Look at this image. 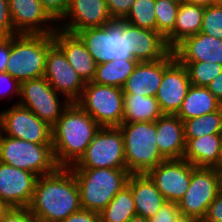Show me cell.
<instances>
[{
  "instance_id": "cell-30",
  "label": "cell",
  "mask_w": 222,
  "mask_h": 222,
  "mask_svg": "<svg viewBox=\"0 0 222 222\" xmlns=\"http://www.w3.org/2000/svg\"><path fill=\"white\" fill-rule=\"evenodd\" d=\"M137 216L131 189L125 186L99 213L100 222H127Z\"/></svg>"
},
{
  "instance_id": "cell-51",
  "label": "cell",
  "mask_w": 222,
  "mask_h": 222,
  "mask_svg": "<svg viewBox=\"0 0 222 222\" xmlns=\"http://www.w3.org/2000/svg\"><path fill=\"white\" fill-rule=\"evenodd\" d=\"M219 175L220 192H222V169H217Z\"/></svg>"
},
{
  "instance_id": "cell-40",
  "label": "cell",
  "mask_w": 222,
  "mask_h": 222,
  "mask_svg": "<svg viewBox=\"0 0 222 222\" xmlns=\"http://www.w3.org/2000/svg\"><path fill=\"white\" fill-rule=\"evenodd\" d=\"M0 222H39L28 208H8Z\"/></svg>"
},
{
  "instance_id": "cell-31",
  "label": "cell",
  "mask_w": 222,
  "mask_h": 222,
  "mask_svg": "<svg viewBox=\"0 0 222 222\" xmlns=\"http://www.w3.org/2000/svg\"><path fill=\"white\" fill-rule=\"evenodd\" d=\"M185 138L222 134V106L212 113L183 121Z\"/></svg>"
},
{
  "instance_id": "cell-42",
  "label": "cell",
  "mask_w": 222,
  "mask_h": 222,
  "mask_svg": "<svg viewBox=\"0 0 222 222\" xmlns=\"http://www.w3.org/2000/svg\"><path fill=\"white\" fill-rule=\"evenodd\" d=\"M202 221L222 222V192L211 202L207 214Z\"/></svg>"
},
{
  "instance_id": "cell-35",
  "label": "cell",
  "mask_w": 222,
  "mask_h": 222,
  "mask_svg": "<svg viewBox=\"0 0 222 222\" xmlns=\"http://www.w3.org/2000/svg\"><path fill=\"white\" fill-rule=\"evenodd\" d=\"M201 33L222 39V6L204 8Z\"/></svg>"
},
{
  "instance_id": "cell-53",
  "label": "cell",
  "mask_w": 222,
  "mask_h": 222,
  "mask_svg": "<svg viewBox=\"0 0 222 222\" xmlns=\"http://www.w3.org/2000/svg\"><path fill=\"white\" fill-rule=\"evenodd\" d=\"M215 6H222V0H214Z\"/></svg>"
},
{
  "instance_id": "cell-48",
  "label": "cell",
  "mask_w": 222,
  "mask_h": 222,
  "mask_svg": "<svg viewBox=\"0 0 222 222\" xmlns=\"http://www.w3.org/2000/svg\"><path fill=\"white\" fill-rule=\"evenodd\" d=\"M127 222H150L149 219L135 216L133 218H130Z\"/></svg>"
},
{
  "instance_id": "cell-23",
  "label": "cell",
  "mask_w": 222,
  "mask_h": 222,
  "mask_svg": "<svg viewBox=\"0 0 222 222\" xmlns=\"http://www.w3.org/2000/svg\"><path fill=\"white\" fill-rule=\"evenodd\" d=\"M156 143L161 156L182 159L185 151L183 120L177 115L163 114L156 120Z\"/></svg>"
},
{
  "instance_id": "cell-11",
  "label": "cell",
  "mask_w": 222,
  "mask_h": 222,
  "mask_svg": "<svg viewBox=\"0 0 222 222\" xmlns=\"http://www.w3.org/2000/svg\"><path fill=\"white\" fill-rule=\"evenodd\" d=\"M0 133L36 144H52V126L16 103L0 111Z\"/></svg>"
},
{
  "instance_id": "cell-3",
  "label": "cell",
  "mask_w": 222,
  "mask_h": 222,
  "mask_svg": "<svg viewBox=\"0 0 222 222\" xmlns=\"http://www.w3.org/2000/svg\"><path fill=\"white\" fill-rule=\"evenodd\" d=\"M69 168L77 181L81 209L98 213L127 186L130 176L126 168Z\"/></svg>"
},
{
  "instance_id": "cell-10",
  "label": "cell",
  "mask_w": 222,
  "mask_h": 222,
  "mask_svg": "<svg viewBox=\"0 0 222 222\" xmlns=\"http://www.w3.org/2000/svg\"><path fill=\"white\" fill-rule=\"evenodd\" d=\"M75 168H126L122 131L119 127H101L87 146Z\"/></svg>"
},
{
  "instance_id": "cell-2",
  "label": "cell",
  "mask_w": 222,
  "mask_h": 222,
  "mask_svg": "<svg viewBox=\"0 0 222 222\" xmlns=\"http://www.w3.org/2000/svg\"><path fill=\"white\" fill-rule=\"evenodd\" d=\"M101 126L76 102H71L52 126V146L59 167L75 165Z\"/></svg>"
},
{
  "instance_id": "cell-5",
  "label": "cell",
  "mask_w": 222,
  "mask_h": 222,
  "mask_svg": "<svg viewBox=\"0 0 222 222\" xmlns=\"http://www.w3.org/2000/svg\"><path fill=\"white\" fill-rule=\"evenodd\" d=\"M122 131L126 169L130 174H144L165 159L156 143V121L123 122Z\"/></svg>"
},
{
  "instance_id": "cell-52",
  "label": "cell",
  "mask_w": 222,
  "mask_h": 222,
  "mask_svg": "<svg viewBox=\"0 0 222 222\" xmlns=\"http://www.w3.org/2000/svg\"><path fill=\"white\" fill-rule=\"evenodd\" d=\"M169 1L179 4V5L186 2V0H169Z\"/></svg>"
},
{
  "instance_id": "cell-14",
  "label": "cell",
  "mask_w": 222,
  "mask_h": 222,
  "mask_svg": "<svg viewBox=\"0 0 222 222\" xmlns=\"http://www.w3.org/2000/svg\"><path fill=\"white\" fill-rule=\"evenodd\" d=\"M44 78L70 102H76L80 98L86 85L55 43L47 53Z\"/></svg>"
},
{
  "instance_id": "cell-44",
  "label": "cell",
  "mask_w": 222,
  "mask_h": 222,
  "mask_svg": "<svg viewBox=\"0 0 222 222\" xmlns=\"http://www.w3.org/2000/svg\"><path fill=\"white\" fill-rule=\"evenodd\" d=\"M9 53L10 37H2L0 39V73L6 71Z\"/></svg>"
},
{
  "instance_id": "cell-28",
  "label": "cell",
  "mask_w": 222,
  "mask_h": 222,
  "mask_svg": "<svg viewBox=\"0 0 222 222\" xmlns=\"http://www.w3.org/2000/svg\"><path fill=\"white\" fill-rule=\"evenodd\" d=\"M123 122L156 121L163 115L155 97L124 95Z\"/></svg>"
},
{
  "instance_id": "cell-38",
  "label": "cell",
  "mask_w": 222,
  "mask_h": 222,
  "mask_svg": "<svg viewBox=\"0 0 222 222\" xmlns=\"http://www.w3.org/2000/svg\"><path fill=\"white\" fill-rule=\"evenodd\" d=\"M113 20H123L130 11L135 0H105Z\"/></svg>"
},
{
  "instance_id": "cell-34",
  "label": "cell",
  "mask_w": 222,
  "mask_h": 222,
  "mask_svg": "<svg viewBox=\"0 0 222 222\" xmlns=\"http://www.w3.org/2000/svg\"><path fill=\"white\" fill-rule=\"evenodd\" d=\"M188 71L192 85L207 87L222 72V65L212 62H180Z\"/></svg>"
},
{
  "instance_id": "cell-21",
  "label": "cell",
  "mask_w": 222,
  "mask_h": 222,
  "mask_svg": "<svg viewBox=\"0 0 222 222\" xmlns=\"http://www.w3.org/2000/svg\"><path fill=\"white\" fill-rule=\"evenodd\" d=\"M179 62H212L222 65V39L199 32L185 38L174 49Z\"/></svg>"
},
{
  "instance_id": "cell-12",
  "label": "cell",
  "mask_w": 222,
  "mask_h": 222,
  "mask_svg": "<svg viewBox=\"0 0 222 222\" xmlns=\"http://www.w3.org/2000/svg\"><path fill=\"white\" fill-rule=\"evenodd\" d=\"M220 192L216 168L194 167L187 192L177 203L181 214L203 220L208 207Z\"/></svg>"
},
{
  "instance_id": "cell-9",
  "label": "cell",
  "mask_w": 222,
  "mask_h": 222,
  "mask_svg": "<svg viewBox=\"0 0 222 222\" xmlns=\"http://www.w3.org/2000/svg\"><path fill=\"white\" fill-rule=\"evenodd\" d=\"M63 97V102L60 100ZM19 101L15 102L32 111L41 120L53 126L71 103L59 94L44 78L21 83Z\"/></svg>"
},
{
  "instance_id": "cell-46",
  "label": "cell",
  "mask_w": 222,
  "mask_h": 222,
  "mask_svg": "<svg viewBox=\"0 0 222 222\" xmlns=\"http://www.w3.org/2000/svg\"><path fill=\"white\" fill-rule=\"evenodd\" d=\"M201 221L202 220L197 217L185 215L181 213H179L177 218L175 219V222H201Z\"/></svg>"
},
{
  "instance_id": "cell-50",
  "label": "cell",
  "mask_w": 222,
  "mask_h": 222,
  "mask_svg": "<svg viewBox=\"0 0 222 222\" xmlns=\"http://www.w3.org/2000/svg\"><path fill=\"white\" fill-rule=\"evenodd\" d=\"M216 169H222V143H221V151H220V157L218 165L215 167Z\"/></svg>"
},
{
  "instance_id": "cell-6",
  "label": "cell",
  "mask_w": 222,
  "mask_h": 222,
  "mask_svg": "<svg viewBox=\"0 0 222 222\" xmlns=\"http://www.w3.org/2000/svg\"><path fill=\"white\" fill-rule=\"evenodd\" d=\"M0 162L38 176L51 174L59 168L52 144H36L1 133Z\"/></svg>"
},
{
  "instance_id": "cell-41",
  "label": "cell",
  "mask_w": 222,
  "mask_h": 222,
  "mask_svg": "<svg viewBox=\"0 0 222 222\" xmlns=\"http://www.w3.org/2000/svg\"><path fill=\"white\" fill-rule=\"evenodd\" d=\"M5 85L7 86V88L8 87H10V88H8V89L5 88L6 87ZM3 86H5V87H3ZM20 89H21V83L18 80L13 78L7 72L0 73V99L1 98L3 99L4 97L5 98L8 97L9 94L11 96H13L15 94L17 97H19L20 96Z\"/></svg>"
},
{
  "instance_id": "cell-20",
  "label": "cell",
  "mask_w": 222,
  "mask_h": 222,
  "mask_svg": "<svg viewBox=\"0 0 222 222\" xmlns=\"http://www.w3.org/2000/svg\"><path fill=\"white\" fill-rule=\"evenodd\" d=\"M53 39L82 80L85 83L91 82L96 74L97 63L82 40L76 34L59 28L53 33Z\"/></svg>"
},
{
  "instance_id": "cell-25",
  "label": "cell",
  "mask_w": 222,
  "mask_h": 222,
  "mask_svg": "<svg viewBox=\"0 0 222 222\" xmlns=\"http://www.w3.org/2000/svg\"><path fill=\"white\" fill-rule=\"evenodd\" d=\"M185 159L195 167L215 168L218 165L222 134H207L198 138H185Z\"/></svg>"
},
{
  "instance_id": "cell-49",
  "label": "cell",
  "mask_w": 222,
  "mask_h": 222,
  "mask_svg": "<svg viewBox=\"0 0 222 222\" xmlns=\"http://www.w3.org/2000/svg\"><path fill=\"white\" fill-rule=\"evenodd\" d=\"M8 210V207L0 201V221L2 219L3 214Z\"/></svg>"
},
{
  "instance_id": "cell-13",
  "label": "cell",
  "mask_w": 222,
  "mask_h": 222,
  "mask_svg": "<svg viewBox=\"0 0 222 222\" xmlns=\"http://www.w3.org/2000/svg\"><path fill=\"white\" fill-rule=\"evenodd\" d=\"M194 167L185 159H167L146 174L166 201L177 204L188 190Z\"/></svg>"
},
{
  "instance_id": "cell-22",
  "label": "cell",
  "mask_w": 222,
  "mask_h": 222,
  "mask_svg": "<svg viewBox=\"0 0 222 222\" xmlns=\"http://www.w3.org/2000/svg\"><path fill=\"white\" fill-rule=\"evenodd\" d=\"M126 40L134 47L132 56L138 62H153L164 58L171 49L156 31L143 29L126 22Z\"/></svg>"
},
{
  "instance_id": "cell-39",
  "label": "cell",
  "mask_w": 222,
  "mask_h": 222,
  "mask_svg": "<svg viewBox=\"0 0 222 222\" xmlns=\"http://www.w3.org/2000/svg\"><path fill=\"white\" fill-rule=\"evenodd\" d=\"M180 213L178 209V204L173 202H165L159 210L154 214V216L149 219L150 222H175L178 214Z\"/></svg>"
},
{
  "instance_id": "cell-1",
  "label": "cell",
  "mask_w": 222,
  "mask_h": 222,
  "mask_svg": "<svg viewBox=\"0 0 222 222\" xmlns=\"http://www.w3.org/2000/svg\"><path fill=\"white\" fill-rule=\"evenodd\" d=\"M27 208L39 222H61L79 211V189L71 169L59 167L39 176Z\"/></svg>"
},
{
  "instance_id": "cell-26",
  "label": "cell",
  "mask_w": 222,
  "mask_h": 222,
  "mask_svg": "<svg viewBox=\"0 0 222 222\" xmlns=\"http://www.w3.org/2000/svg\"><path fill=\"white\" fill-rule=\"evenodd\" d=\"M204 7L184 2L179 5L174 31L165 39L173 50L185 38L201 31Z\"/></svg>"
},
{
  "instance_id": "cell-19",
  "label": "cell",
  "mask_w": 222,
  "mask_h": 222,
  "mask_svg": "<svg viewBox=\"0 0 222 222\" xmlns=\"http://www.w3.org/2000/svg\"><path fill=\"white\" fill-rule=\"evenodd\" d=\"M175 59L173 50L164 58L153 62H138L126 80L122 90L124 95L155 97L161 84L164 69Z\"/></svg>"
},
{
  "instance_id": "cell-17",
  "label": "cell",
  "mask_w": 222,
  "mask_h": 222,
  "mask_svg": "<svg viewBox=\"0 0 222 222\" xmlns=\"http://www.w3.org/2000/svg\"><path fill=\"white\" fill-rule=\"evenodd\" d=\"M8 1L13 28L18 34H53L58 29L39 0Z\"/></svg>"
},
{
  "instance_id": "cell-45",
  "label": "cell",
  "mask_w": 222,
  "mask_h": 222,
  "mask_svg": "<svg viewBox=\"0 0 222 222\" xmlns=\"http://www.w3.org/2000/svg\"><path fill=\"white\" fill-rule=\"evenodd\" d=\"M207 89L222 103V72L207 85Z\"/></svg>"
},
{
  "instance_id": "cell-37",
  "label": "cell",
  "mask_w": 222,
  "mask_h": 222,
  "mask_svg": "<svg viewBox=\"0 0 222 222\" xmlns=\"http://www.w3.org/2000/svg\"><path fill=\"white\" fill-rule=\"evenodd\" d=\"M49 15L59 23L68 10L70 0H39Z\"/></svg>"
},
{
  "instance_id": "cell-7",
  "label": "cell",
  "mask_w": 222,
  "mask_h": 222,
  "mask_svg": "<svg viewBox=\"0 0 222 222\" xmlns=\"http://www.w3.org/2000/svg\"><path fill=\"white\" fill-rule=\"evenodd\" d=\"M85 44L97 64L134 59L133 46L126 40V21L113 20L101 27H94L75 33Z\"/></svg>"
},
{
  "instance_id": "cell-15",
  "label": "cell",
  "mask_w": 222,
  "mask_h": 222,
  "mask_svg": "<svg viewBox=\"0 0 222 222\" xmlns=\"http://www.w3.org/2000/svg\"><path fill=\"white\" fill-rule=\"evenodd\" d=\"M38 175L0 162V201L8 208H27Z\"/></svg>"
},
{
  "instance_id": "cell-29",
  "label": "cell",
  "mask_w": 222,
  "mask_h": 222,
  "mask_svg": "<svg viewBox=\"0 0 222 222\" xmlns=\"http://www.w3.org/2000/svg\"><path fill=\"white\" fill-rule=\"evenodd\" d=\"M137 64L136 59H120L97 64L96 74L92 82L123 88Z\"/></svg>"
},
{
  "instance_id": "cell-16",
  "label": "cell",
  "mask_w": 222,
  "mask_h": 222,
  "mask_svg": "<svg viewBox=\"0 0 222 222\" xmlns=\"http://www.w3.org/2000/svg\"><path fill=\"white\" fill-rule=\"evenodd\" d=\"M112 21L105 0H70L68 10L60 23H57V27L75 34L88 28L104 26Z\"/></svg>"
},
{
  "instance_id": "cell-27",
  "label": "cell",
  "mask_w": 222,
  "mask_h": 222,
  "mask_svg": "<svg viewBox=\"0 0 222 222\" xmlns=\"http://www.w3.org/2000/svg\"><path fill=\"white\" fill-rule=\"evenodd\" d=\"M221 106L222 103L207 87L191 84L176 115L185 121L217 111Z\"/></svg>"
},
{
  "instance_id": "cell-18",
  "label": "cell",
  "mask_w": 222,
  "mask_h": 222,
  "mask_svg": "<svg viewBox=\"0 0 222 222\" xmlns=\"http://www.w3.org/2000/svg\"><path fill=\"white\" fill-rule=\"evenodd\" d=\"M191 83L187 68L176 58L164 69L155 96L163 114L176 115Z\"/></svg>"
},
{
  "instance_id": "cell-8",
  "label": "cell",
  "mask_w": 222,
  "mask_h": 222,
  "mask_svg": "<svg viewBox=\"0 0 222 222\" xmlns=\"http://www.w3.org/2000/svg\"><path fill=\"white\" fill-rule=\"evenodd\" d=\"M124 93L122 88L86 83L76 103L101 127H119L123 123Z\"/></svg>"
},
{
  "instance_id": "cell-36",
  "label": "cell",
  "mask_w": 222,
  "mask_h": 222,
  "mask_svg": "<svg viewBox=\"0 0 222 222\" xmlns=\"http://www.w3.org/2000/svg\"><path fill=\"white\" fill-rule=\"evenodd\" d=\"M0 34L3 37H12L18 34L13 28L8 0H0Z\"/></svg>"
},
{
  "instance_id": "cell-32",
  "label": "cell",
  "mask_w": 222,
  "mask_h": 222,
  "mask_svg": "<svg viewBox=\"0 0 222 222\" xmlns=\"http://www.w3.org/2000/svg\"><path fill=\"white\" fill-rule=\"evenodd\" d=\"M155 0H135L123 19L131 25L156 31Z\"/></svg>"
},
{
  "instance_id": "cell-4",
  "label": "cell",
  "mask_w": 222,
  "mask_h": 222,
  "mask_svg": "<svg viewBox=\"0 0 222 222\" xmlns=\"http://www.w3.org/2000/svg\"><path fill=\"white\" fill-rule=\"evenodd\" d=\"M53 34H16L10 37L6 71L20 83L44 77L46 57Z\"/></svg>"
},
{
  "instance_id": "cell-33",
  "label": "cell",
  "mask_w": 222,
  "mask_h": 222,
  "mask_svg": "<svg viewBox=\"0 0 222 222\" xmlns=\"http://www.w3.org/2000/svg\"><path fill=\"white\" fill-rule=\"evenodd\" d=\"M156 32L166 39L173 31L179 4L169 0H155Z\"/></svg>"
},
{
  "instance_id": "cell-43",
  "label": "cell",
  "mask_w": 222,
  "mask_h": 222,
  "mask_svg": "<svg viewBox=\"0 0 222 222\" xmlns=\"http://www.w3.org/2000/svg\"><path fill=\"white\" fill-rule=\"evenodd\" d=\"M61 222H100V217L98 212L80 209Z\"/></svg>"
},
{
  "instance_id": "cell-24",
  "label": "cell",
  "mask_w": 222,
  "mask_h": 222,
  "mask_svg": "<svg viewBox=\"0 0 222 222\" xmlns=\"http://www.w3.org/2000/svg\"><path fill=\"white\" fill-rule=\"evenodd\" d=\"M127 186L131 189L137 216L151 219L167 202L150 177L144 174H130Z\"/></svg>"
},
{
  "instance_id": "cell-47",
  "label": "cell",
  "mask_w": 222,
  "mask_h": 222,
  "mask_svg": "<svg viewBox=\"0 0 222 222\" xmlns=\"http://www.w3.org/2000/svg\"><path fill=\"white\" fill-rule=\"evenodd\" d=\"M186 2L204 8L214 5V0H186Z\"/></svg>"
}]
</instances>
